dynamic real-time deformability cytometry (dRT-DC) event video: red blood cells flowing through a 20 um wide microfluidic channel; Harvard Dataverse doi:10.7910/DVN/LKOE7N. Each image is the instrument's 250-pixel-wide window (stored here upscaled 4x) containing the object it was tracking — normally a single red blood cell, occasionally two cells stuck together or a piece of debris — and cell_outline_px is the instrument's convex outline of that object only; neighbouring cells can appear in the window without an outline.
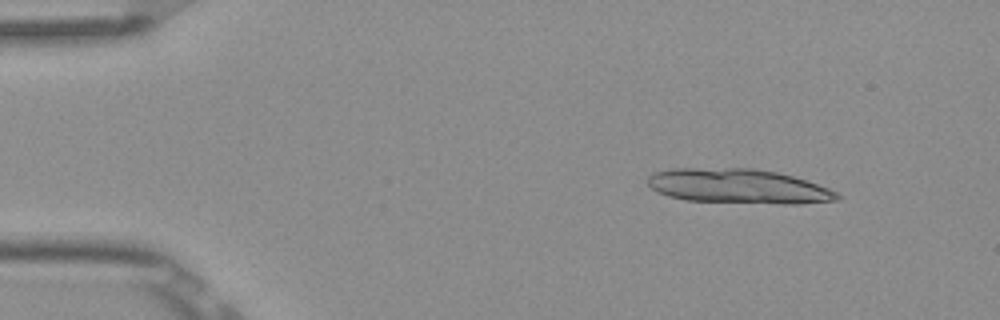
{"species": "Egyptian fruit bat (a non-hibernating species)", "species_latin": "Rousettus aegyptiacus", "temperature_condition": "room temperature", "stored_images_in_passage": 6, "camera_frame_rate_fps": 3000, "um_per_image_px": 0.085, "frame": {"image": 1, "passage_image": 2, "time_ms": 0.333, "image_size_px": [1000, 320], "cell_outline_px": [[840, 196], [836, 200], [800, 204], [780, 204], [684, 200], [668, 196], [656, 192], [648, 184], [648, 176], [652, 172], [672, 168], [752, 168], [776, 172], [792, 176], [828, 188], [836, 192]], "centroid_in_image_um": [62.7, 15.83], "position_along_channel_um": 22.3, "area_um2": 38.21}}
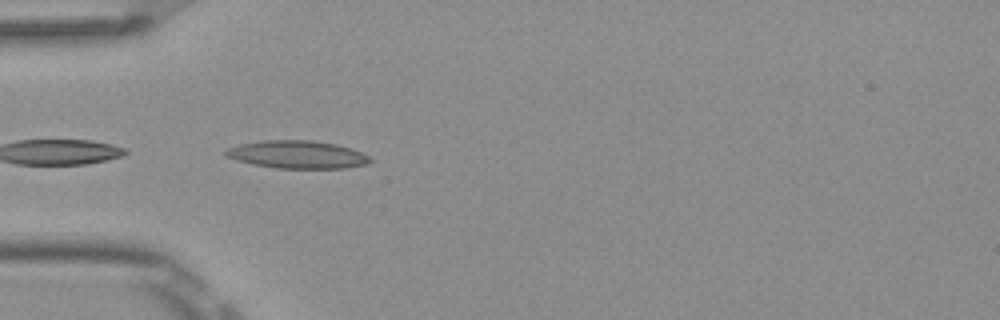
{"frame": {"image": 2, "passage_image": 5, "time_ms": 1.333, "image_size_px": [1000, 320], "cell_outline_px": [[372, 160], [368, 164], [344, 168], [276, 168], [252, 164], [236, 160], [224, 156], [224, 152], [228, 148], [240, 144], [264, 140], [312, 140], [336, 144], [352, 148], [368, 156]], "centroid_in_image_um": [25.26, 13.13], "position_along_channel_um": 59.7, "area_um2": 23.41}}
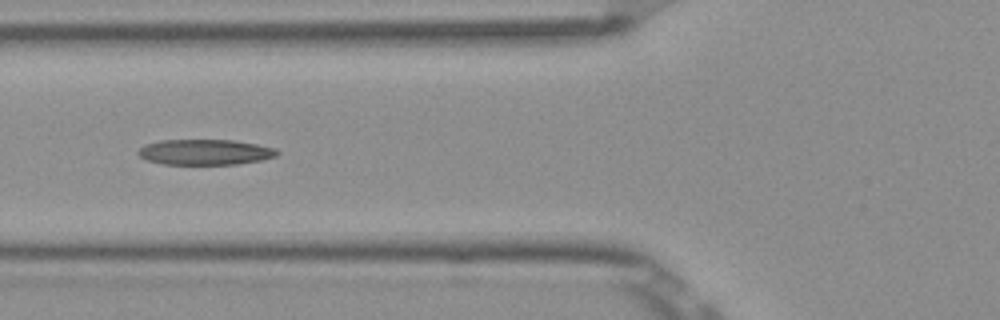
{"frame": {"image": 3, "passage_image": 6, "time_ms": 1.667, "image_size_px": [1000, 320], "cell_outline_px": [[280, 152], [276, 156], [264, 160], [236, 164], [164, 164], [148, 160], [140, 156], [136, 152], [144, 144], [160, 140], [236, 140], [276, 148]], "centroid_in_image_um": [17.46, 12.92], "position_along_channel_um": 108.3, "area_um2": 20.75}}